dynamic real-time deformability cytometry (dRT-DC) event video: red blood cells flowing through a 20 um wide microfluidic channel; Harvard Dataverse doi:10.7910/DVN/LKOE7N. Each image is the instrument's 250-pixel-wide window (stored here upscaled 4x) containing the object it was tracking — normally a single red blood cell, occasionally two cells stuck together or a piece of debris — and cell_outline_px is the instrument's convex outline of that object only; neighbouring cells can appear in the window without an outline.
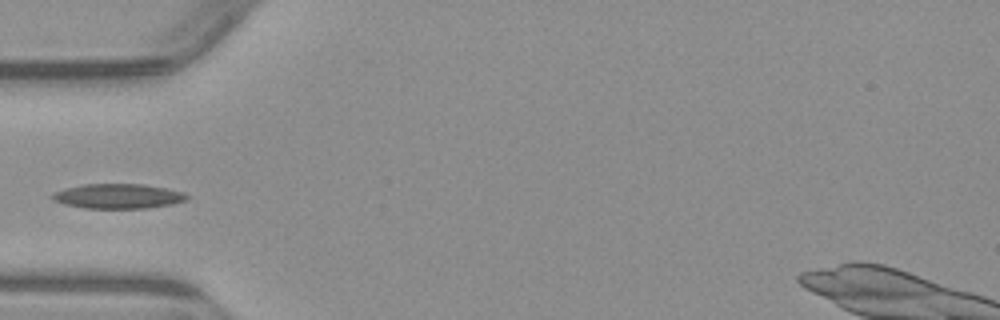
{"species": "common noctule bat (a hibernating species)", "species_latin": "Nyctalus noctula", "temperature_condition": "warm", "stored_images_in_passage": 2, "camera_frame_rate_fps": 3000, "um_per_image_px": 0.085, "animal": {"sex": "male", "body_mass_g": 23.1, "forearm_length_mm": 52.7}, "frame": {"image": 1, "passage_image": 1, "time_ms": 0.0, "image_size_px": [1000, 320], "cell_outline_px": [[192, 196], [188, 200], [172, 204], [148, 208], [84, 208], [64, 204], [52, 200], [48, 196], [52, 192], [64, 188], [84, 184], [144, 184], [168, 188], [184, 192]], "centroid_in_image_um": [10.04, 16.67], "position_along_channel_um": 75.0, "area_um2": 19.83}}
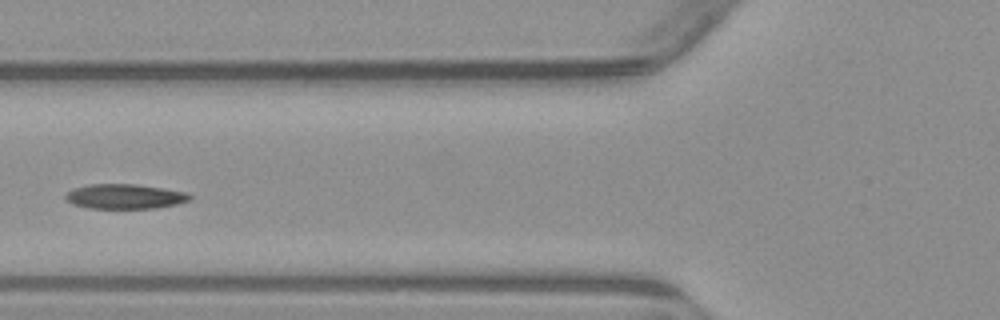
{"frame": {"image": 2, "passage_image": 2, "time_ms": 1.0, "image_size_px": [1000, 320], "cell_outline_px": [[192, 200], [176, 204], [156, 208], [88, 208], [72, 204], [64, 196], [72, 188], [88, 184], [136, 184], [164, 188], [188, 192], [192, 196]], "centroid_in_image_um": [10.64, 16.69], "position_along_channel_um": 115.2, "area_um2": 18.09}}